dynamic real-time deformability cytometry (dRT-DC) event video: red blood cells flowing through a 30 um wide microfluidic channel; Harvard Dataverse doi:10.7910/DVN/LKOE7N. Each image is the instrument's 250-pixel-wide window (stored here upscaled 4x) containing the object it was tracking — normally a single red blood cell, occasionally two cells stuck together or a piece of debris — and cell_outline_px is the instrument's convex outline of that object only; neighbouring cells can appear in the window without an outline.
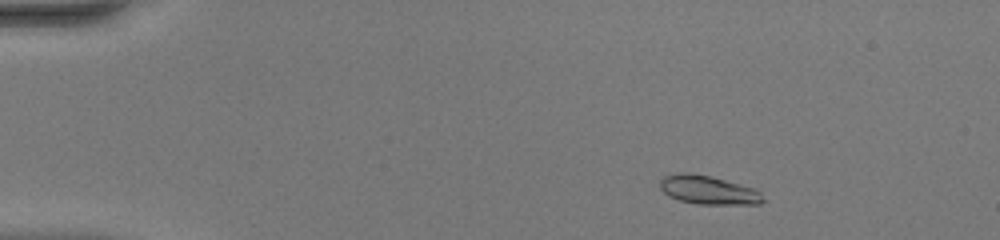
{"species": "common noctule bat (a hibernating species)", "species_latin": "Nyctalus noctula", "temperature_condition": "warm", "stored_images_in_passage": 47, "camera_frame_rate_fps": 3000, "um_per_image_px": 0.085, "animal": {"sex": "female", "body_mass_g": 20.0, "forearm_length_mm": 54.0}, "frame": {"image": 1, "passage_image": 5, "time_ms": 1.333, "image_size_px": [1000, 240], "cell_outline_px": [[764, 200], [760, 204], [696, 204], [680, 200], [668, 196], [660, 188], [660, 180], [664, 176], [680, 172], [684, 172], [712, 176], [756, 188], [760, 192]], "centroid_in_image_um": [60.21, 16.14], "position_along_channel_um": 24.8, "area_um2": 17.34}}
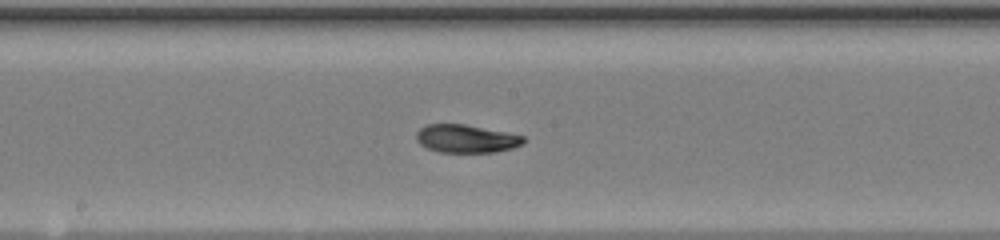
{"frame": {"image": 2, "passage_image": 25, "time_ms": 8.0, "image_size_px": [1000, 240], "cell_outline_px": [[524, 144], [512, 148], [496, 152], [440, 152], [428, 148], [420, 144], [416, 140], [416, 132], [420, 128], [428, 124], [464, 124], [524, 136]], "centroid_in_image_um": [39.61, 11.79], "position_along_channel_um": 208.6, "area_um2": 17.4}}
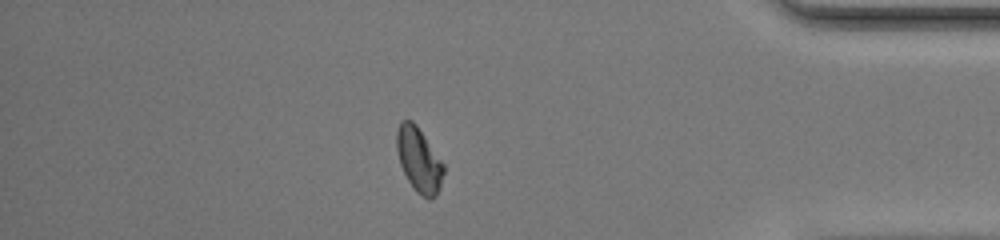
{"frame": {"image": 3, "passage_image": 41, "time_ms": 13.333, "image_size_px": [1000, 240], "cell_outline_px": [[444, 172], [440, 188], [436, 196], [428, 200], [416, 192], [408, 180], [400, 164], [396, 148], [396, 132], [400, 120], [412, 120], [416, 124], [444, 164]], "centroid_in_image_um": [35.6, 13.59], "position_along_channel_um": 399.6, "area_um2": 17.69}, "authors_computed_cell_mechanics": {"area_um2": 17.3978, "velocity_mm_per_s": 4.15, "shape_relaxation_time_tau1_ms": 5.5402, "shape_relaxation_time_tau2_ms": 1.4176, "deformation_change_tau1": 0.2062, "deformation_change_tau2": 0.0408}}